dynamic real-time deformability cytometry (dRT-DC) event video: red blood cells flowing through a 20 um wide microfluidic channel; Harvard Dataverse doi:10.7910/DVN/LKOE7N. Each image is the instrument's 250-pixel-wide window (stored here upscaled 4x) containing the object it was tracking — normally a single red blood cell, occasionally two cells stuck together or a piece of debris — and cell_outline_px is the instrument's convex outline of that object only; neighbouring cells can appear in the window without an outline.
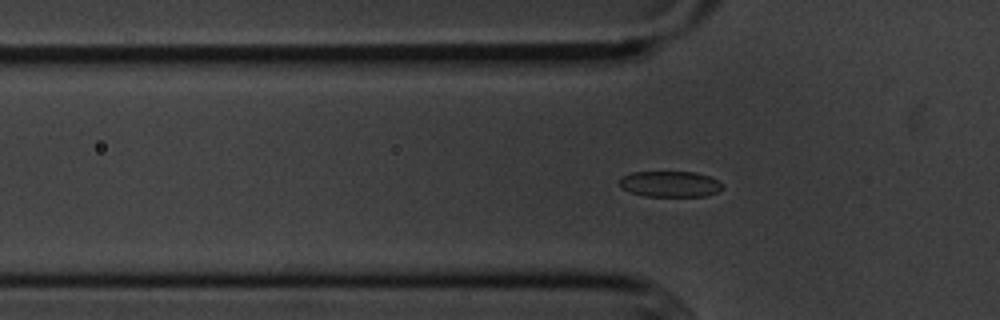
{"species": "common noctule bat (a hibernating species)", "species_latin": "Nyctalus noctula", "temperature_condition": "cold", "stored_images_in_passage": 44, "segment_of_instrument_passage": [1, 2], "camera_frame_rate_fps": 3000, "um_per_image_px": 0.085, "animal": {"sex": "male", "body_mass_g": 20.1, "forearm_length_mm": 53.5}, "frame": {"image": 1, "passage_image": 5, "time_ms": 1.333, "image_size_px": [1000, 320], "cell_outline_px": [[724, 188], [708, 196], [644, 196], [620, 188], [620, 180], [624, 176], [632, 172], [696, 172], [708, 176], [724, 184]], "centroid_in_image_um": [56.99, 15.65], "position_along_channel_um": 68.8, "area_um2": 15.49}}
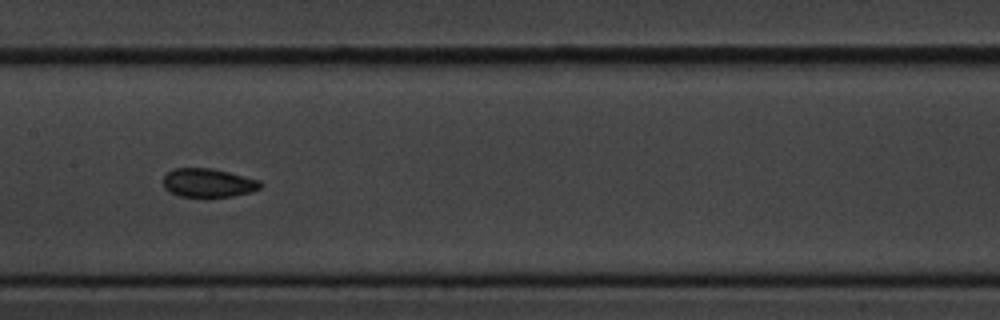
{"frame": {"image": 2, "passage_image": 15, "time_ms": 4.667, "image_size_px": [1000, 320], "cell_outline_px": [[264, 184], [260, 188], [252, 192], [232, 196], [180, 196], [164, 188], [164, 176], [172, 168], [212, 168], [260, 180]], "centroid_in_image_um": [17.73, 15.53], "position_along_channel_um": 189.7, "area_um2": 16.13}}
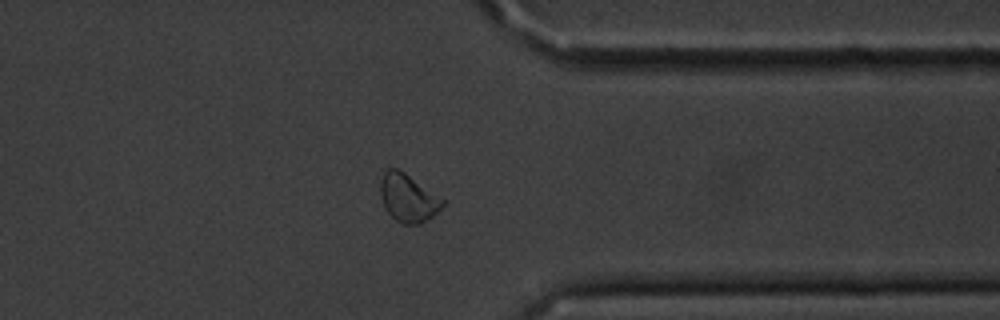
{"frame": {"image": 3, "passage_image": 31, "time_ms": 10.0, "image_size_px": [1000, 320], "cell_outline_px": [[448, 204], [432, 216], [420, 224], [404, 224], [396, 220], [384, 208], [380, 196], [380, 180], [384, 172], [388, 168], [396, 168], [404, 172], [444, 200]], "centroid_in_image_um": [34.68, 16.83], "position_along_channel_um": 376.7, "area_um2": 17.34}}